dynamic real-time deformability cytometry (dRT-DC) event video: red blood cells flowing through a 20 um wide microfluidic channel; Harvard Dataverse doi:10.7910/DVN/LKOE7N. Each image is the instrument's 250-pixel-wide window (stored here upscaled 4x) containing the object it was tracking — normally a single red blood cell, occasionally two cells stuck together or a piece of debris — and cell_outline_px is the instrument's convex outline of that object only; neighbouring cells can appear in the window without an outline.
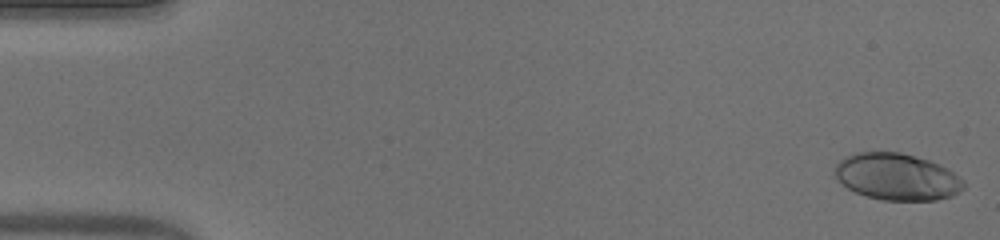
{"species": "human", "species_latin": "Homo sapiens", "temperature_condition": "warm", "stored_images_in_passage": 52, "camera_frame_rate_fps": 3000, "um_per_image_px": 0.085, "donor": {"sex": "male"}, "frame": {"image": 1, "passage_image": 1, "time_ms": 0.0, "image_size_px": [1000, 240], "cell_outline_px": [[964, 188], [960, 192], [952, 196], [936, 200], [884, 200], [864, 196], [848, 188], [836, 180], [836, 164], [844, 156], [852, 152], [900, 152], [928, 160], [948, 168], [964, 180]], "centroid_in_image_um": [76.24, 15.03], "position_along_channel_um": 8.8, "area_um2": 35.26}}
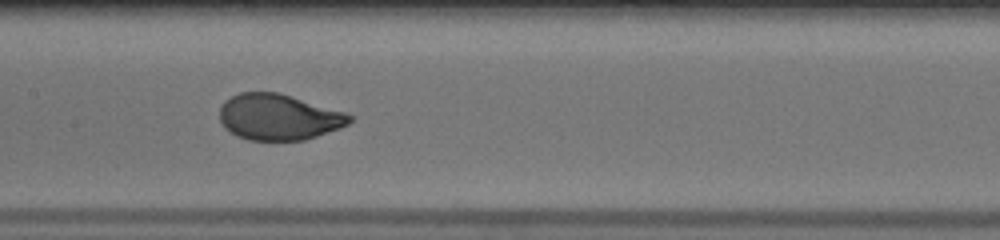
{"frame": {"image": 2, "passage_image": 26, "time_ms": 8.333, "image_size_px": [1000, 240], "cell_outline_px": [[352, 120], [348, 124], [340, 128], [304, 140], [248, 140], [236, 136], [224, 128], [220, 120], [220, 108], [224, 100], [240, 92], [280, 92], [344, 112], [352, 116]], "centroid_in_image_um": [23.65, 9.95], "position_along_channel_um": 183.7, "area_um2": 34.85}}
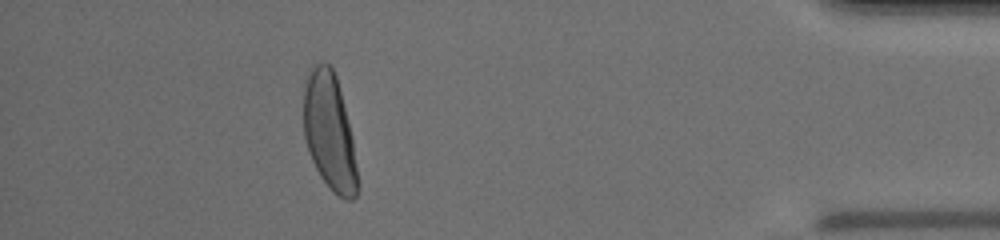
{"frame": {"image": 3, "passage_image": 47, "time_ms": 15.333, "image_size_px": [1000, 240], "cell_outline_px": [[360, 188], [356, 196], [352, 200], [344, 200], [332, 192], [320, 176], [312, 160], [304, 136], [304, 80], [308, 72], [320, 60], [324, 60], [332, 68], [336, 76], [352, 136]], "centroid_in_image_um": [28.01, 11.24], "position_along_channel_um": 407.2, "area_um2": 36.99}, "authors_computed_cell_mechanics": {"area_um2": 35.3736, "velocity_mm_per_s": 3.9158, "shape_relaxation_time_tau1_ms": 3.7024, "shape_relaxation_time_tau2_ms": null, "deformation_change_tau1": 0.2042, "deformation_change_tau2": null}}